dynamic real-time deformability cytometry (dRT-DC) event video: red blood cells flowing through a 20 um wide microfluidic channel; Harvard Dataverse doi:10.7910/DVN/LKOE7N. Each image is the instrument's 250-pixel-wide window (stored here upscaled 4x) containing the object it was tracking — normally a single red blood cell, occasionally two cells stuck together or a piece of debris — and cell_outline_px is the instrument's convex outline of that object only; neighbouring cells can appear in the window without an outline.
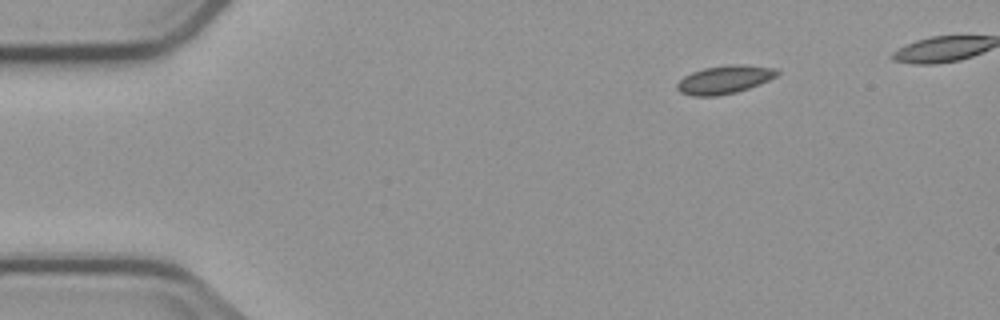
{"species": "common noctule bat (a hibernating species)", "species_latin": "Nyctalus noctula", "temperature_condition": "cold", "stored_images_in_passage": 6, "camera_frame_rate_fps": 3000, "um_per_image_px": 0.085, "animal": {"sex": "male", "body_mass_g": 23.1, "forearm_length_mm": 52.7}, "frame": {"image": 1, "passage_image": 1, "time_ms": 0.0, "image_size_px": [1000, 320], "cell_outline_px": [[780, 72], [776, 76], [760, 84], [736, 92], [716, 96], [692, 96], [680, 92], [676, 88], [676, 84], [684, 76], [692, 72], [704, 68], [728, 64], [744, 64], [776, 68]], "centroid_in_image_um": [61.58, 6.76], "position_along_channel_um": 23.4, "area_um2": 16.53}}
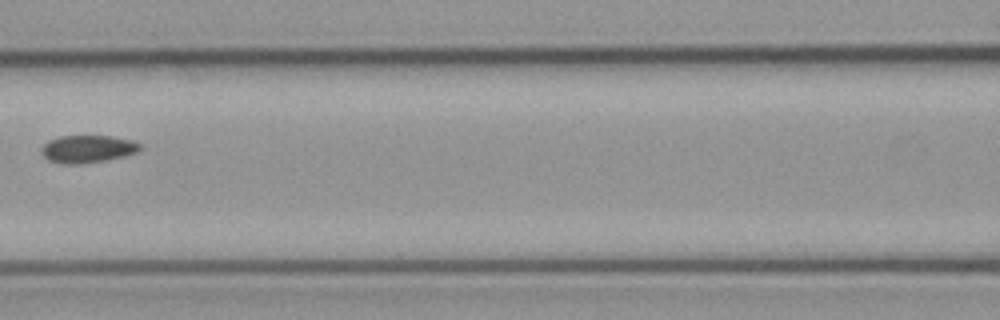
{"frame": {"image": 2, "passage_image": 5, "time_ms": 5.667, "image_size_px": [1000, 320], "cell_outline_px": [[140, 148], [136, 152], [124, 156], [84, 164], [64, 164], [48, 160], [40, 152], [40, 148], [48, 140], [60, 136], [112, 136], [132, 140], [140, 144]], "centroid_in_image_um": [7.4, 12.66], "position_along_channel_um": 159.2, "area_um2": 15.84}}
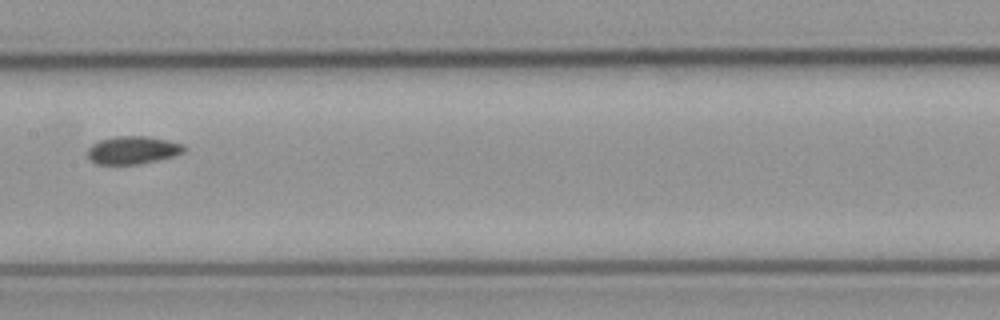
{"frame": {"image": 3, "passage_image": 6, "time_ms": 6.667, "image_size_px": [1000, 320], "cell_outline_px": [[188, 148], [184, 152], [172, 156], [140, 164], [96, 164], [88, 156], [88, 148], [92, 144], [100, 140], [116, 136], [148, 136], [168, 140], [184, 144]], "centroid_in_image_um": [11.31, 12.75], "position_along_channel_um": 196.1, "area_um2": 15.66}}